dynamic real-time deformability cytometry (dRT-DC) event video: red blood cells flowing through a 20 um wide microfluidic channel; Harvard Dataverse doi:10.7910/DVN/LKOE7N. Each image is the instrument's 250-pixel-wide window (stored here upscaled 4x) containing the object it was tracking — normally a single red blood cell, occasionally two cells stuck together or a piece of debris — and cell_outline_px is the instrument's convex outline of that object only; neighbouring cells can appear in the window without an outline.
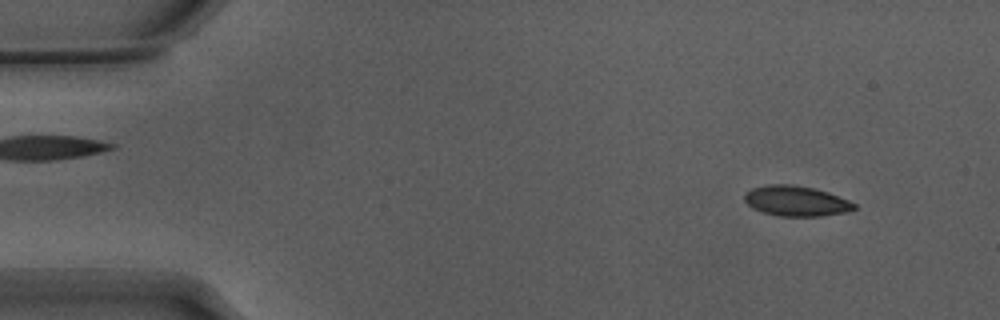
{"species": "Egyptian fruit bat (a non-hibernating species)", "species_latin": "Rousettus aegyptiacus", "temperature_condition": "warm", "stored_images_in_passage": 49, "camera_frame_rate_fps": 3000, "um_per_image_px": 0.085, "animal": {"sex": "male"}, "frame": {"image": 1, "passage_image": 1, "time_ms": 0.0, "image_size_px": [1000, 320], "cell_outline_px": [[856, 208], [844, 212], [820, 216], [780, 216], [764, 212], [752, 208], [744, 200], [744, 192], [752, 188], [768, 184], [792, 184], [812, 188], [828, 192], [848, 200], [856, 204]], "centroid_in_image_um": [67.63, 17.07], "position_along_channel_um": 17.4, "area_um2": 19.25}}
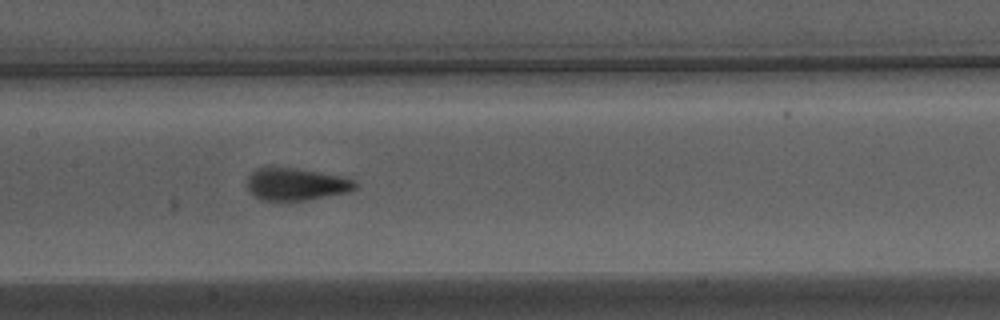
{"frame": {"image": 2, "passage_image": 22, "time_ms": 7.0, "image_size_px": [1000, 320], "cell_outline_px": [[360, 184], [356, 188], [348, 192], [308, 200], [260, 200], [248, 188], [248, 176], [256, 168], [268, 164], [344, 176], [356, 180]], "centroid_in_image_um": [25.19, 15.62], "position_along_channel_um": 182.2, "area_um2": 20.81}}
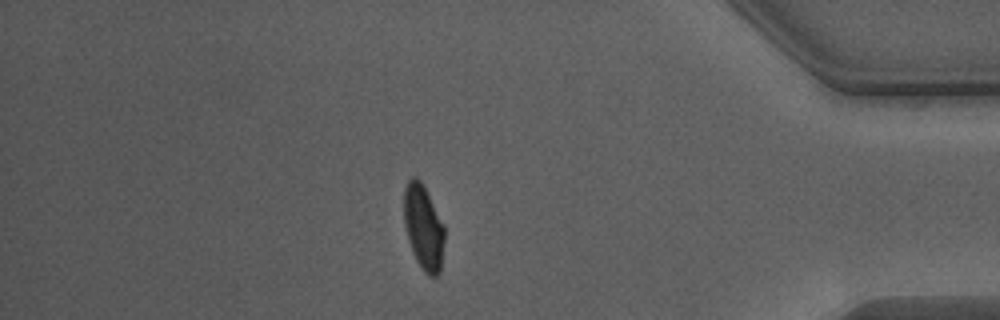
{"frame": {"image": 3, "passage_image": 42, "time_ms": 13.667, "image_size_px": [1000, 320], "cell_outline_px": [[444, 240], [440, 272], [436, 276], [428, 276], [420, 268], [412, 252], [408, 240], [404, 224], [404, 188], [408, 180], [412, 176], [416, 176], [424, 184], [444, 224]], "centroid_in_image_um": [35.99, 19.3], "position_along_channel_um": 399.2, "area_um2": 20.4}, "authors_computed_cell_mechanics": {"area_um2": 20.3456, "velocity_mm_per_s": 3.8357, "shape_relaxation_time_tau1_ms": 2.9924, "shape_relaxation_time_tau2_ms": null, "deformation_change_tau1": 0.1336, "deformation_change_tau2": null}}